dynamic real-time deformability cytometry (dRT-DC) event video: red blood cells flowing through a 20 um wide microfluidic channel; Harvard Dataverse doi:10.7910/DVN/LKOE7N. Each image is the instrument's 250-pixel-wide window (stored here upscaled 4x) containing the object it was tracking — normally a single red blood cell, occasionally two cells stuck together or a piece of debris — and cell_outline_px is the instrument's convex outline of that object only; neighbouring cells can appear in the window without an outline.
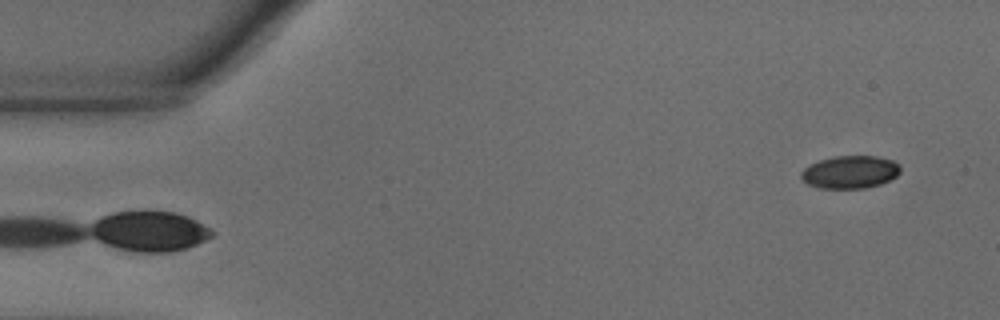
{"species": "common noctule bat (a hibernating species)", "species_latin": "Nyctalus noctula", "temperature_condition": "warm", "stored_images_in_passage": 52, "camera_frame_rate_fps": 3000, "um_per_image_px": 0.085, "animal": {"sex": "male", "body_mass_g": 18.8}, "frame": {"image": 1, "passage_image": 1, "time_ms": 0.0, "image_size_px": [1000, 320], "cell_outline_px": [[900, 172], [896, 176], [880, 184], [864, 188], [820, 188], [808, 184], [800, 176], [800, 172], [804, 168], [820, 160], [836, 156], [876, 156], [892, 160], [900, 164]], "centroid_in_image_um": [72.27, 14.62], "position_along_channel_um": 12.7, "area_um2": 18.79}}
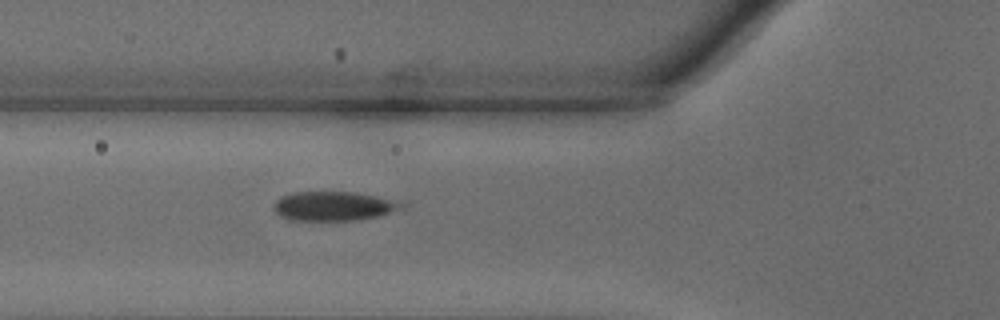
{"frame": {"image": 2, "passage_image": 17, "time_ms": 5.333, "image_size_px": [1000, 320], "cell_outline_px": [[408, 204], [404, 208], [376, 216], [356, 220], [292, 220], [280, 216], [272, 208], [276, 200], [280, 196], [292, 192], [356, 192], [400, 200]], "centroid_in_image_um": [28.39, 17.5], "position_along_channel_um": 97.4, "area_um2": 22.02}}
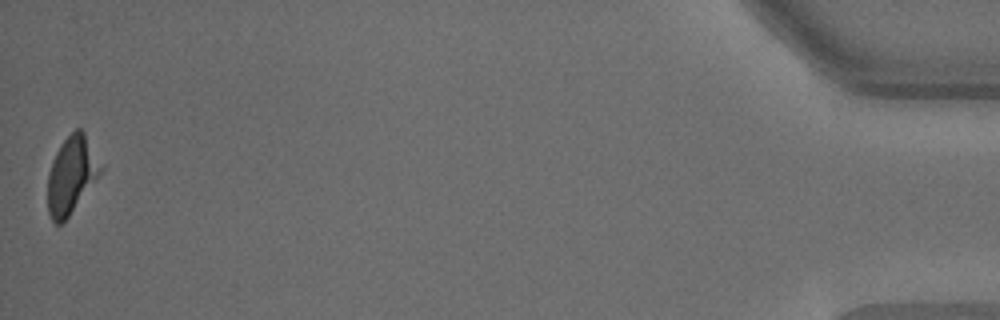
{"frame": {"image": 3, "passage_image": 52, "time_ms": 17.0, "image_size_px": [1000, 320], "cell_outline_px": [[104, 168], [68, 216], [60, 224], [56, 224], [52, 220], [48, 212], [48, 172], [56, 152], [60, 144], [76, 128], [80, 128], [84, 132]], "centroid_in_image_um": [6.06, 14.85], "position_along_channel_um": 429.1, "area_um2": 23.29}, "authors_computed_cell_mechanics": {"area_um2": 21.7906, "velocity_mm_per_s": 3.6843, "shape_relaxation_time_tau1_ms": 5.7509, "shape_relaxation_time_tau2_ms": null, "deformation_change_tau1": 0.3154, "deformation_change_tau2": null}}